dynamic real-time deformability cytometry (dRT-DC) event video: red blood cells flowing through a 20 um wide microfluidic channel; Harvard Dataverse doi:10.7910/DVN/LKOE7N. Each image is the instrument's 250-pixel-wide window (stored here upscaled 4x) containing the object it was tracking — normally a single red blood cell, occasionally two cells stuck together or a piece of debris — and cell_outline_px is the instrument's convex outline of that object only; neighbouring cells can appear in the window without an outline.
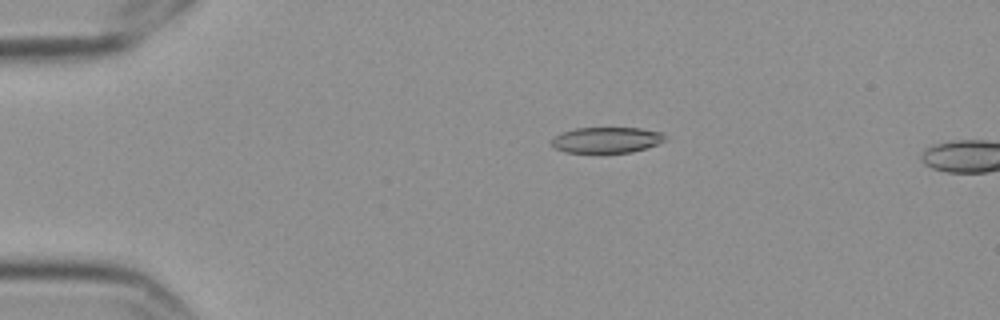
{"species": "Egyptian fruit bat (a non-hibernating species)", "species_latin": "Rousettus aegyptiacus", "temperature_condition": "cold", "stored_images_in_passage": 5, "camera_frame_rate_fps": 3000, "um_per_image_px": 0.085, "frame": {"image": 1, "passage_image": 4, "time_ms": 1.0, "image_size_px": [1000, 320], "cell_outline_px": [[664, 140], [656, 144], [632, 152], [564, 152], [556, 148], [552, 144], [552, 140], [556, 136], [564, 132], [576, 128], [640, 128], [660, 132], [664, 136]], "centroid_in_image_um": [51.55, 11.89], "position_along_channel_um": 33.5, "area_um2": 16.59}}